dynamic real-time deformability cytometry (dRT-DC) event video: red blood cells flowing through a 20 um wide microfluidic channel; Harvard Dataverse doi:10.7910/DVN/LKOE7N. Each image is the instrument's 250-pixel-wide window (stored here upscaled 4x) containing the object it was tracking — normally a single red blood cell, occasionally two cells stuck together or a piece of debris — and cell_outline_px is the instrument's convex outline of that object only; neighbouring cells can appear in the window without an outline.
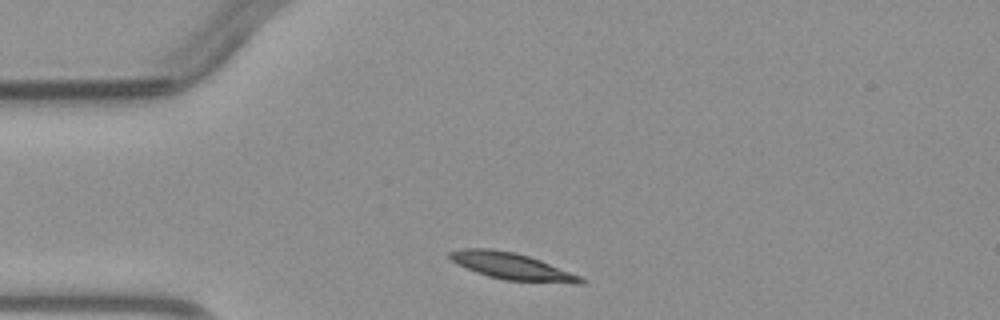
{"species": "common noctule bat (a hibernating species)", "species_latin": "Nyctalus noctula", "temperature_condition": "warm", "stored_images_in_passage": 2, "camera_frame_rate_fps": 3000, "um_per_image_px": 0.085, "animal": {"sex": "male", "body_mass_g": 23.1, "forearm_length_mm": 52.7}, "frame": {"image": 1, "passage_image": 1, "time_ms": 0.0, "image_size_px": [1000, 320], "cell_outline_px": [[588, 280], [584, 284], [572, 284], [504, 280], [488, 276], [476, 272], [452, 260], [448, 256], [448, 252], [464, 248], [492, 248], [516, 252], [540, 260], [580, 276]], "centroid_in_image_um": [43.56, 22.64], "position_along_channel_um": 41.4, "area_um2": 20.46}}